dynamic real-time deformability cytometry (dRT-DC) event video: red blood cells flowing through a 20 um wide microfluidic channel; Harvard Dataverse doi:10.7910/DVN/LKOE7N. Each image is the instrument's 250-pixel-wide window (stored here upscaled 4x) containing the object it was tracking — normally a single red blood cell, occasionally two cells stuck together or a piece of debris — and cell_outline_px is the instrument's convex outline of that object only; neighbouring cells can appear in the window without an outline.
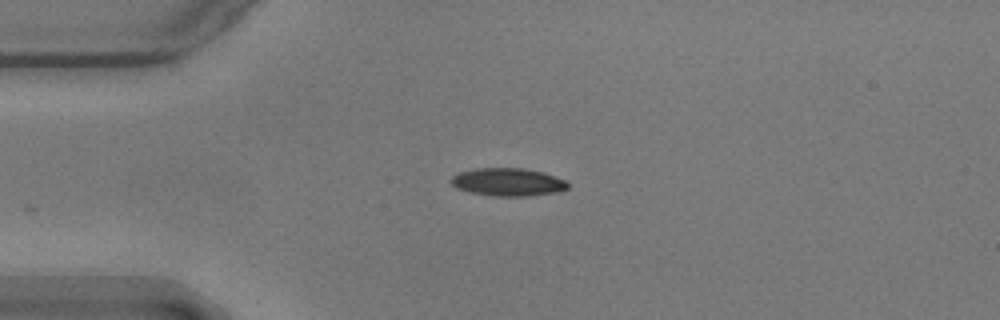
{"species": "common noctule bat (a hibernating species)", "species_latin": "Nyctalus noctula", "temperature_condition": "warm", "stored_images_in_passage": 19, "camera_frame_rate_fps": 3000, "um_per_image_px": 0.085, "animal": {"sex": "male", "body_mass_g": 17.9}, "frame": {"image": 1, "passage_image": 1, "time_ms": 0.0, "image_size_px": [1000, 320], "cell_outline_px": [[568, 188], [556, 192], [528, 196], [496, 196], [468, 192], [456, 188], [448, 180], [452, 176], [460, 172], [476, 168], [524, 168], [544, 172], [556, 176], [564, 180], [568, 184]], "centroid_in_image_um": [43.15, 15.47], "position_along_channel_um": 41.9, "area_um2": 19.07}}
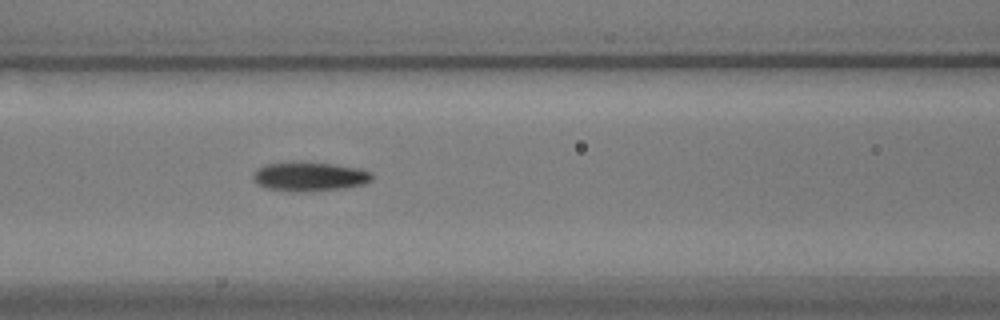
{"frame": {"image": 2, "passage_image": 11, "time_ms": 3.333, "image_size_px": [1000, 320], "cell_outline_px": [[372, 180], [364, 184], [344, 188], [292, 192], [268, 188], [256, 184], [252, 180], [252, 172], [256, 168], [268, 164], [300, 160], [332, 164], [360, 168], [372, 172]], "centroid_in_image_um": [26.27, 14.98], "position_along_channel_um": 140.3, "area_um2": 20.58}}
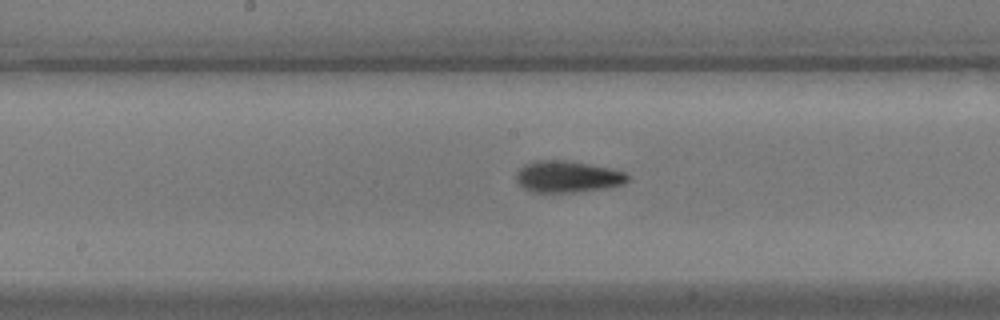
{"frame": {"image": 3, "passage_image": 16, "time_ms": 5.0, "image_size_px": [1000, 320], "cell_outline_px": [[632, 180], [624, 184], [604, 188], [576, 192], [532, 192], [524, 188], [516, 180], [516, 172], [524, 164], [532, 160], [564, 160], [612, 168], [628, 172]], "centroid_in_image_um": [48.28, 15.01], "position_along_channel_um": 199.9, "area_um2": 20.81}}